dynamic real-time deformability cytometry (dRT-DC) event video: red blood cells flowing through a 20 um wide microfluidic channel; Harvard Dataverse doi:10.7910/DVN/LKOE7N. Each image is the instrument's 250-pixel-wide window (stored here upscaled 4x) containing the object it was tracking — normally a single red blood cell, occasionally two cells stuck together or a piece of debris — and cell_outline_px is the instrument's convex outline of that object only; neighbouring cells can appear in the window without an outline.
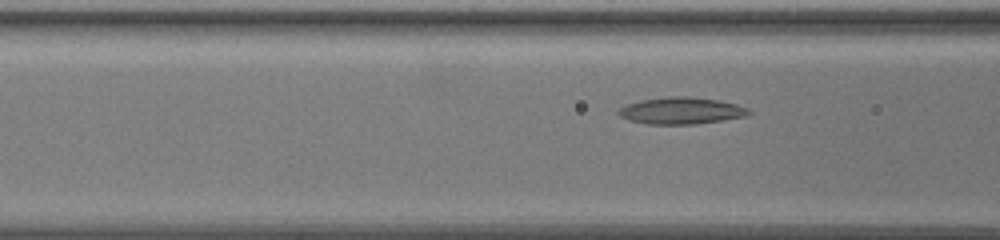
{"species": "common noctule bat (a hibernating species)", "species_latin": "Nyctalus noctula", "temperature_condition": "warm", "stored_images_in_passage": 49, "camera_frame_rate_fps": 3000, "um_per_image_px": 0.085, "animal": {"sex": "female", "body_mass_g": 19.5, "forearm_length_mm": 54.1}, "frame": {"image": 1, "passage_image": 21, "time_ms": 6.667, "image_size_px": [1000, 240], "cell_outline_px": [[752, 112], [748, 116], [724, 120], [696, 124], [648, 124], [628, 120], [620, 116], [616, 112], [620, 108], [628, 104], [640, 100], [668, 96], [688, 96], [716, 100], [736, 104], [748, 108]], "centroid_in_image_um": [57.91, 9.41], "position_along_channel_um": 108.7, "area_um2": 20.4}}
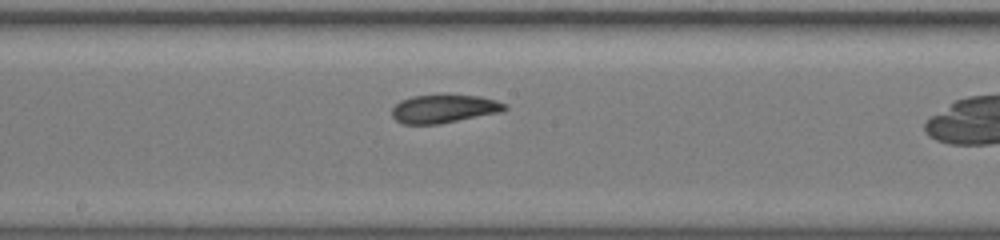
{"frame": {"image": 2, "passage_image": 30, "time_ms": 9.667, "image_size_px": [1000, 240], "cell_outline_px": [[508, 108], [500, 112], [440, 124], [404, 124], [396, 120], [392, 116], [392, 108], [400, 100], [412, 96], [480, 96], [496, 100], [508, 104]], "centroid_in_image_um": [37.74, 9.26], "position_along_channel_um": 210.5, "area_um2": 18.38}}
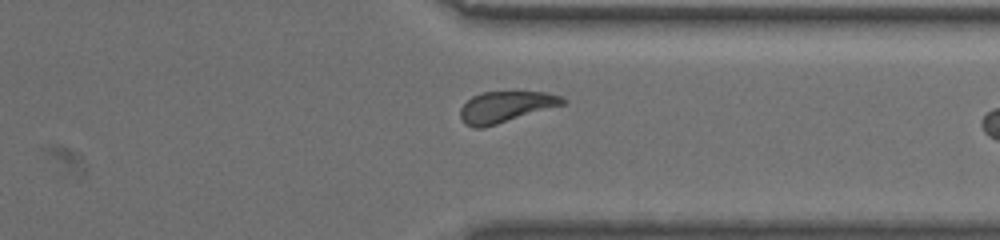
{"frame": {"image": 3, "passage_image": 44, "time_ms": 14.333, "image_size_px": [1000, 240], "cell_outline_px": [[568, 100], [564, 104], [484, 128], [472, 128], [464, 124], [460, 116], [460, 108], [472, 96], [484, 92], [544, 92], [560, 96]], "centroid_in_image_um": [42.95, 9.09], "position_along_channel_um": 368.5, "area_um2": 18.44}}